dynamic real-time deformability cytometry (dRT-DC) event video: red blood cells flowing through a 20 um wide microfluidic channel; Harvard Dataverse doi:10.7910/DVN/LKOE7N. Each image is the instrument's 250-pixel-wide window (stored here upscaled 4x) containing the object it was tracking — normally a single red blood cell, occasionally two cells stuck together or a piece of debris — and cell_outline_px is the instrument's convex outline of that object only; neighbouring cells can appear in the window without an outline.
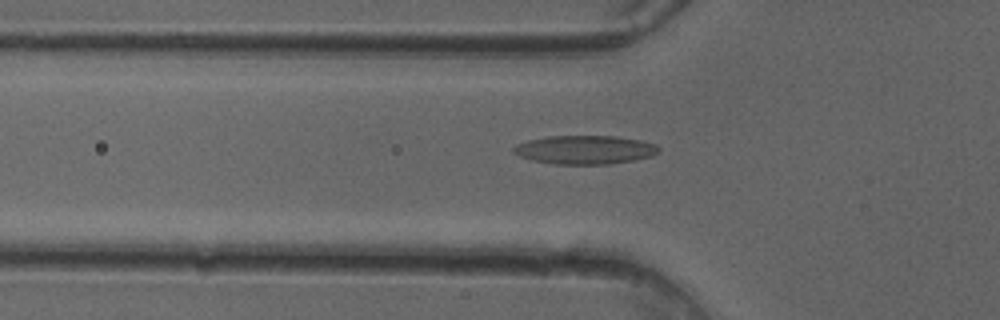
{"species": "common noctule bat (a hibernating species)", "species_latin": "Nyctalus noctula", "temperature_condition": "cold", "stored_images_in_passage": 50, "camera_frame_rate_fps": 3000, "um_per_image_px": 0.085, "animal": {"sex": "female"}, "frame": {"image": 1, "passage_image": 17, "time_ms": 5.333, "image_size_px": [1000, 320], "cell_outline_px": [[660, 152], [652, 156], [636, 160], [608, 164], [552, 164], [532, 160], [520, 156], [512, 152], [512, 148], [516, 144], [528, 140], [548, 136], [616, 136], [640, 140], [656, 144], [660, 148]], "centroid_in_image_um": [49.73, 12.73], "position_along_channel_um": 76.1, "area_um2": 24.45}}
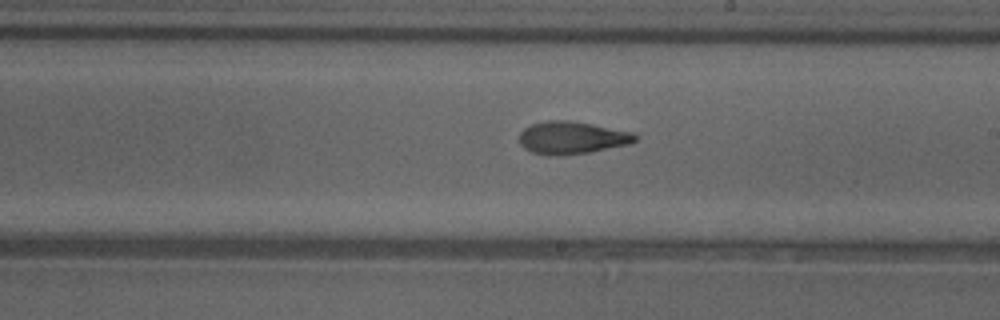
{"frame": {"image": 2, "passage_image": 29, "time_ms": 9.333, "image_size_px": [1000, 320], "cell_outline_px": [[640, 136], [636, 140], [628, 144], [588, 152], [560, 156], [532, 152], [524, 148], [520, 144], [520, 132], [524, 128], [532, 124], [548, 120], [568, 120], [632, 132]], "centroid_in_image_um": [48.6, 11.7], "position_along_channel_um": 240.4, "area_um2": 21.68}}
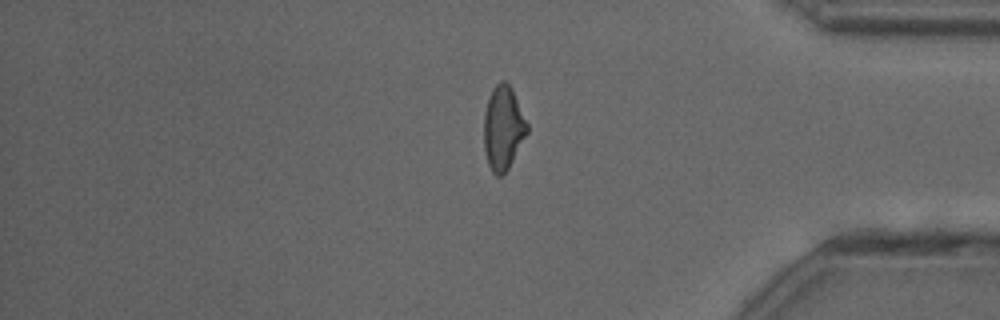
{"frame": {"image": 3, "passage_image": 42, "time_ms": 13.667, "image_size_px": [1000, 320], "cell_outline_px": [[528, 132], [504, 176], [496, 176], [492, 172], [488, 164], [484, 148], [484, 112], [492, 88], [500, 80], [504, 80], [512, 88], [528, 124]], "centroid_in_image_um": [42.76, 10.88], "position_along_channel_um": 392.4, "area_um2": 21.21}, "authors_computed_cell_mechanics": {"area_um2": 21.6172, "velocity_mm_per_s": 4.0822, "shape_relaxation_time_tau1_ms": null, "shape_relaxation_time_tau2_ms": 3.2913, "deformation_change_tau1": null, "deformation_change_tau2": 0.1177}}